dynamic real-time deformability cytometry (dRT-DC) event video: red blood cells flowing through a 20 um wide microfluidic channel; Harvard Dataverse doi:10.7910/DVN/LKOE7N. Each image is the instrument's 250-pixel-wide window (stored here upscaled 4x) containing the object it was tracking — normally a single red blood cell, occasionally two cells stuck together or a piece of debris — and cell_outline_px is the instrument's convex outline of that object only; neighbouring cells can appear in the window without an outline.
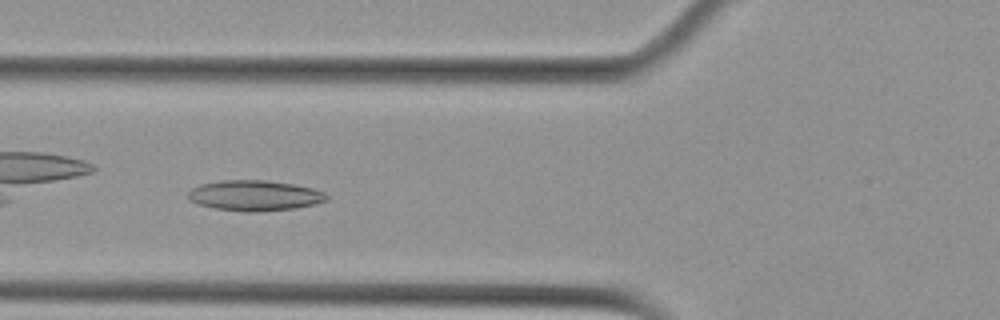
{"species": "Egyptian fruit bat (a non-hibernating species)", "species_latin": "Rousettus aegyptiacus", "temperature_condition": "cold", "stored_images_in_passage": 30, "camera_frame_rate_fps": 3000, "um_per_image_px": 0.085, "animal": {"sex": "female"}, "frame": {"image": 1, "passage_image": 5, "time_ms": 1.333, "image_size_px": [1000, 320], "cell_outline_px": [[328, 200], [296, 208], [256, 212], [244, 212], [212, 208], [200, 204], [192, 200], [188, 196], [188, 192], [192, 188], [200, 184], [220, 180], [264, 180], [292, 184], [312, 188], [324, 192], [328, 196]], "centroid_in_image_um": [21.64, 16.62], "position_along_channel_um": 104.2, "area_um2": 24.51}}
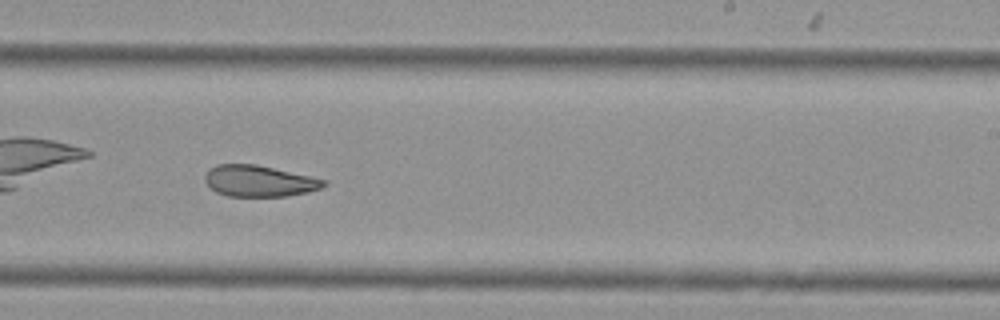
{"frame": {"image": 2, "passage_image": 18, "time_ms": 5.667, "image_size_px": [1000, 320], "cell_outline_px": [[328, 184], [320, 188], [308, 192], [288, 196], [228, 196], [216, 192], [204, 180], [204, 176], [216, 164], [256, 164], [308, 176], [324, 180]], "centroid_in_image_um": [22.01, 15.39], "position_along_channel_um": 267.0, "area_um2": 21.33}, "authors_computed_cell_mechanics": {"area_um2": 22.7443, "velocity_mm_per_s": 3.7657, "shape_relaxation_time_tau1_ms": null, "shape_relaxation_time_tau2_ms": 6.7021, "deformation_change_tau1": null, "deformation_change_tau2": 0.1552}}